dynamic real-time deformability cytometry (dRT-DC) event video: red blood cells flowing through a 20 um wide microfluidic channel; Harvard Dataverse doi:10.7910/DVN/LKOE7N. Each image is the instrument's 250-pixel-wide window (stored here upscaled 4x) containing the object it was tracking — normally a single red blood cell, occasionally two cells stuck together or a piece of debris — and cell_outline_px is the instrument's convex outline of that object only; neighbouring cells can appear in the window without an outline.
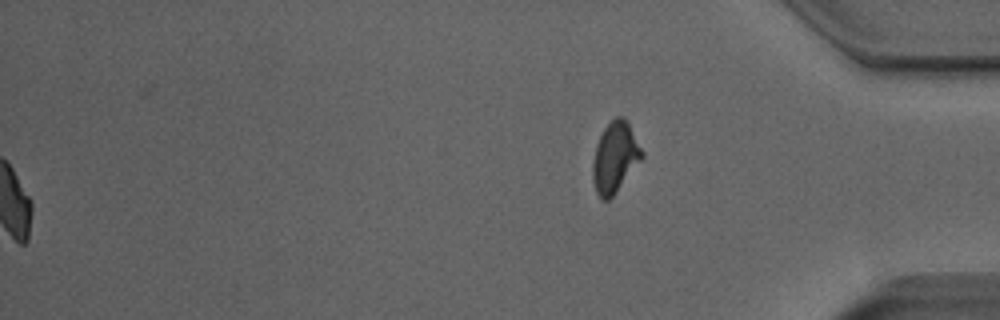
{"species": "Egyptian fruit bat (a non-hibernating species)", "species_latin": "Rousettus aegyptiacus", "temperature_condition": "room temperature", "stored_images_in_passage": 52, "segment_of_instrument_passage": [2, 2], "camera_frame_rate_fps": 3000, "um_per_image_px": 0.085, "animal": {"sex": "male"}, "frame": {"image": 1, "passage_image": 52, "time_ms": 17.0, "image_size_px": [1000, 320], "cell_outline_px": [[644, 156], [616, 192], [608, 200], [604, 200], [596, 192], [592, 180], [592, 160], [596, 144], [604, 128], [616, 116], [624, 116], [628, 120], [644, 152]], "centroid_in_image_um": [52.28, 13.34], "position_along_channel_um": 382.9, "area_um2": 20.35}}